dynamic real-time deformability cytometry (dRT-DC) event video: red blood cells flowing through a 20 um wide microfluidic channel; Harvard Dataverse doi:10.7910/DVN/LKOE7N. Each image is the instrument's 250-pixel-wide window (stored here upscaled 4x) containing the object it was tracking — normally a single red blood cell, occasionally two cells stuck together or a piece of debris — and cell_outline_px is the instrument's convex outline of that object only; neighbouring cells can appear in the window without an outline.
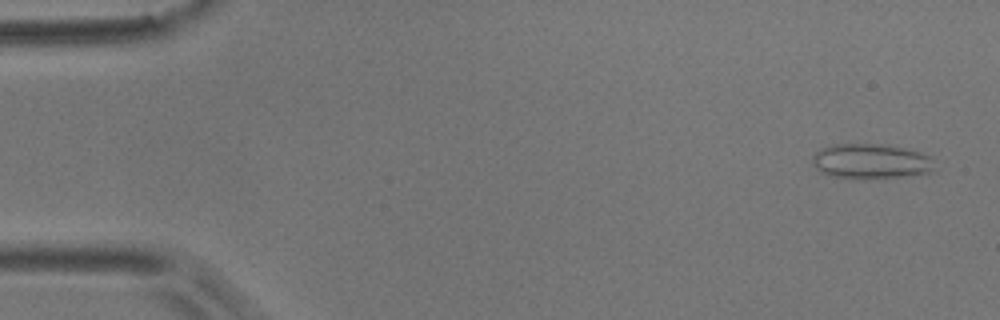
{"species": "common noctule bat (a hibernating species)", "species_latin": "Nyctalus noctula", "temperature_condition": "room temperature", "stored_images_in_passage": 54, "camera_frame_rate_fps": 3000, "um_per_image_px": 0.085, "animal": {"sex": "male", "body_mass_g": 17.9}, "frame": {"image": 1, "passage_image": 3, "time_ms": 0.667, "image_size_px": [1000, 320], "cell_outline_px": [[932, 168], [928, 172], [900, 176], [832, 176], [820, 172], [816, 168], [812, 160], [812, 156], [820, 148], [832, 144], [884, 144], [920, 152], [928, 156]], "centroid_in_image_um": [73.92, 13.65], "position_along_channel_um": 11.1, "area_um2": 23.7}}
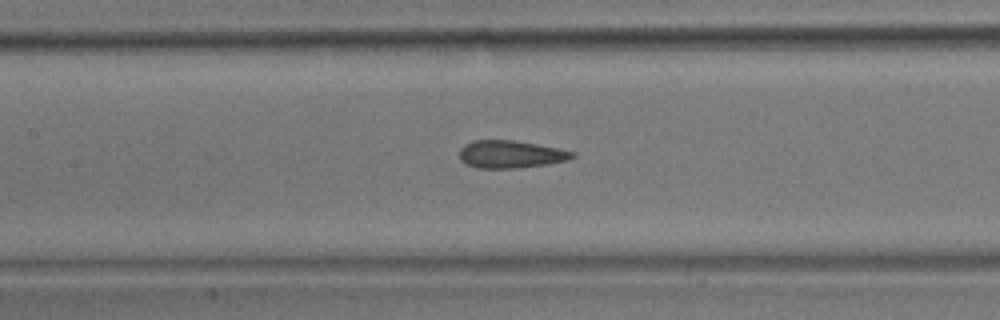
{"frame": {"image": 2, "passage_image": 25, "time_ms": 8.0, "image_size_px": [1000, 320], "cell_outline_px": [[576, 156], [568, 160], [548, 164], [516, 168], [476, 168], [464, 164], [460, 160], [460, 148], [464, 144], [472, 140], [512, 140], [536, 144], [576, 152]], "centroid_in_image_um": [43.37, 13.12], "position_along_channel_um": 164.0, "area_um2": 18.26}}
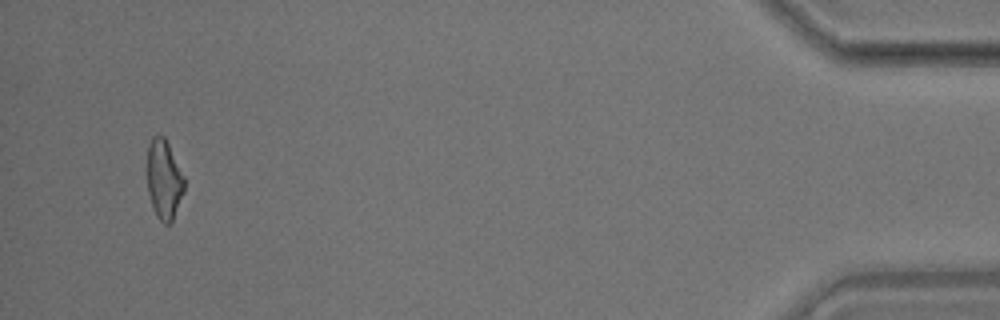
{"frame": {"image": 3, "passage_image": 52, "time_ms": 17.0, "image_size_px": [1000, 320], "cell_outline_px": [[184, 192], [172, 224], [164, 224], [156, 216], [148, 192], [148, 144], [152, 136], [160, 132], [164, 136], [184, 176]], "centroid_in_image_um": [13.95, 15.26], "position_along_channel_um": 421.3, "area_um2": 17.28}, "authors_computed_cell_mechanics": {"area_um2": 18.5249, "velocity_mm_per_s": 3.7228, "shape_relaxation_time_tau1_ms": null, "shape_relaxation_time_tau2_ms": 1.5783, "deformation_change_tau1": null, "deformation_change_tau2": 0.1072}}